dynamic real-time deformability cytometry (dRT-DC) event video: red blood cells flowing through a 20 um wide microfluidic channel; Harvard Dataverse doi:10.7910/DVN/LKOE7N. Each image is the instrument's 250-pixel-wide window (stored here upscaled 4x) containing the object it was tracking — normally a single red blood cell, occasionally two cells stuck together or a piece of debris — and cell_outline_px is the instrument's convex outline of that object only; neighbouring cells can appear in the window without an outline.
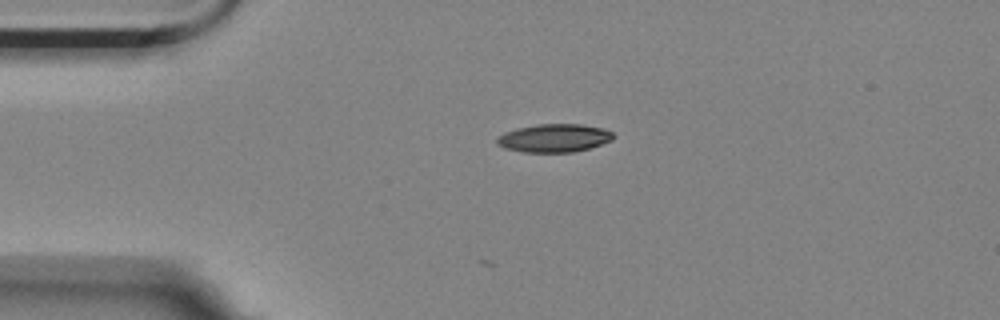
{"species": "Egyptian fruit bat (a non-hibernating species)", "species_latin": "Rousettus aegyptiacus", "temperature_condition": "room temperature", "stored_images_in_passage": 3, "camera_frame_rate_fps": 3000, "um_per_image_px": 0.085, "animal": {"sex": "female"}, "frame": {"image": 1, "passage_image": 1, "time_ms": 0.0, "image_size_px": [1000, 320], "cell_outline_px": [[616, 136], [612, 140], [588, 148], [572, 152], [524, 152], [504, 148], [496, 144], [496, 140], [504, 132], [516, 128], [536, 124], [580, 124], [604, 128], [612, 132]], "centroid_in_image_um": [47.1, 11.73], "position_along_channel_um": 37.9, "area_um2": 19.13}}